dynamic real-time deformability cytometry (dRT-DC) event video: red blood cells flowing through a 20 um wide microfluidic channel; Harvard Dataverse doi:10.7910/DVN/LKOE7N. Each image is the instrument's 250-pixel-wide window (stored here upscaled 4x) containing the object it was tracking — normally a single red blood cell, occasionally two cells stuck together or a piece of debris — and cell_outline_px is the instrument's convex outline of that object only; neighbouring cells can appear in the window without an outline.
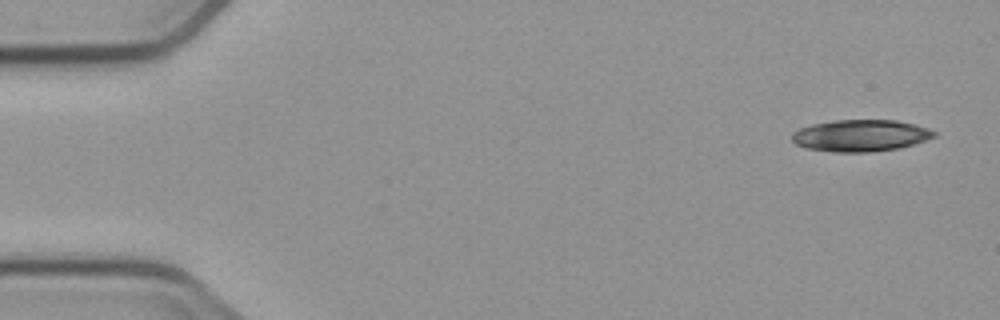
{"species": "common noctule bat (a hibernating species)", "species_latin": "Nyctalus noctula", "temperature_condition": "cold", "stored_images_in_passage": 4, "camera_frame_rate_fps": 3000, "um_per_image_px": 0.085, "animal": {"sex": "male", "body_mass_g": 23.1, "forearm_length_mm": 52.7}, "frame": {"image": 1, "passage_image": 1, "time_ms": 0.0, "image_size_px": [1000, 320], "cell_outline_px": [[936, 136], [900, 148], [868, 152], [836, 152], [808, 148], [796, 144], [792, 140], [792, 132], [800, 128], [812, 124], [836, 120], [896, 120], [928, 128], [936, 132]], "centroid_in_image_um": [73.14, 11.52], "position_along_channel_um": 11.9, "area_um2": 26.07}}
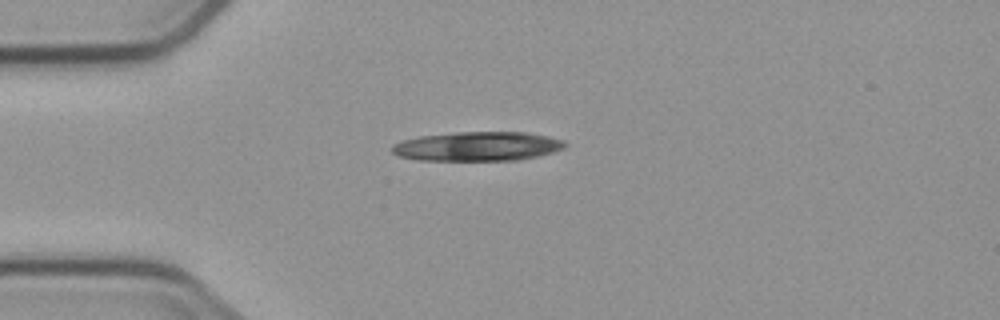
{"frame": {"image": 2, "passage_image": 4, "time_ms": 3.667, "image_size_px": [1000, 320], "cell_outline_px": [[568, 144], [564, 148], [552, 152], [536, 156], [516, 160], [420, 160], [400, 156], [392, 152], [392, 144], [404, 140], [420, 136], [456, 132], [524, 132], [548, 136], [564, 140]], "centroid_in_image_um": [40.61, 12.43], "position_along_channel_um": 44.4, "area_um2": 29.3}}